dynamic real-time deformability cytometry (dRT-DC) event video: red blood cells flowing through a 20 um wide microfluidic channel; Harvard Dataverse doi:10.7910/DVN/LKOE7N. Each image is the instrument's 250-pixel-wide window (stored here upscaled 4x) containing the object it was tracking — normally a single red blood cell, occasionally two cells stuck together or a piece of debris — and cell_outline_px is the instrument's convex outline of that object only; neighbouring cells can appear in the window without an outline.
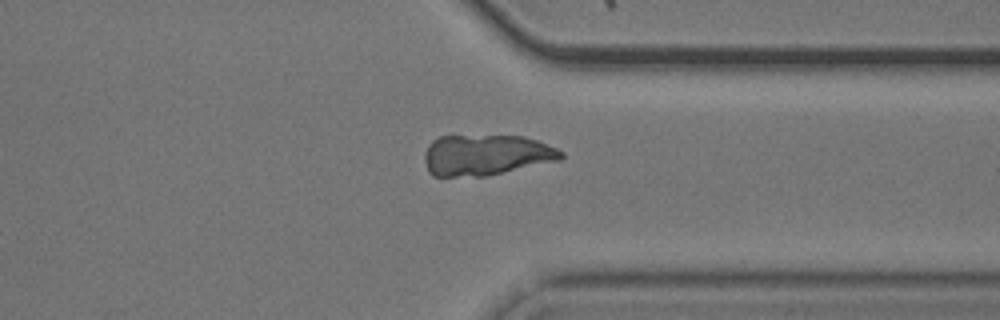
{"species": "common noctule bat (a hibernating species)", "species_latin": "Nyctalus noctula", "temperature_condition": "cold", "stored_images_in_passage": 40, "camera_frame_rate_fps": 3000, "um_per_image_px": 0.085, "animal": {"sex": "male", "body_mass_g": 20.5, "forearm_length_mm": 52.5}, "frame": {"image": 1, "passage_image": 28, "time_ms": 9.0, "image_size_px": [1000, 320], "cell_outline_px": [[564, 156], [560, 160], [484, 176], [432, 176], [428, 172], [424, 160], [424, 156], [428, 144], [432, 140], [440, 136], [524, 136], [536, 140], [556, 148], [564, 152]], "centroid_in_image_um": [41.29, 13.17], "position_along_channel_um": 370.1, "area_um2": 32.37}}
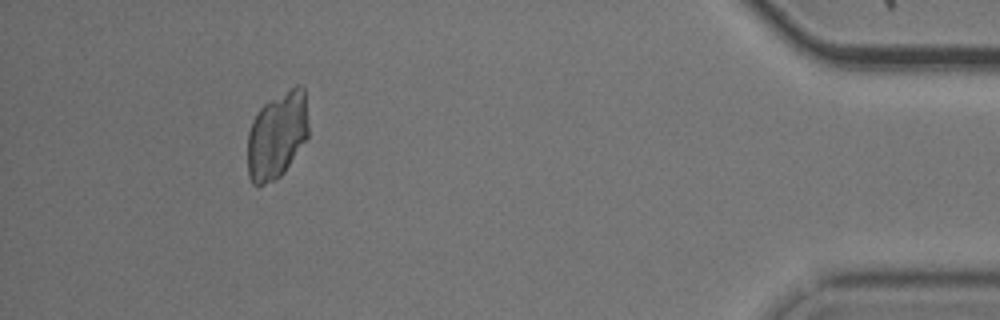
{"frame": {"image": 2, "passage_image": 36, "time_ms": 11.667, "image_size_px": [1000, 320], "cell_outline_px": [[308, 136], [284, 172], [276, 180], [264, 184], [252, 184], [248, 176], [248, 132], [252, 120], [260, 108], [264, 104], [296, 84], [300, 84], [304, 88], [308, 124]], "centroid_in_image_um": [23.54, 11.5], "position_along_channel_um": 411.7, "area_um2": 30.81}}